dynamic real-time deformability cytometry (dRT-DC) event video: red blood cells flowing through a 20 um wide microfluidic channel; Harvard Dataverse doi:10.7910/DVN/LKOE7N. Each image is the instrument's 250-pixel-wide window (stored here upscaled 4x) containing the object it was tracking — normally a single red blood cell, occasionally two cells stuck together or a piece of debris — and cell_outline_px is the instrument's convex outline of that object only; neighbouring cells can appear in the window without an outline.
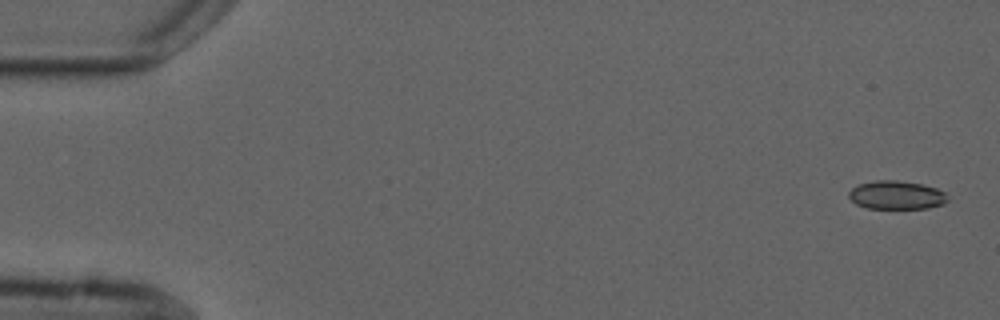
{"species": "common noctule bat (a hibernating species)", "species_latin": "Nyctalus noctula", "temperature_condition": "cold", "stored_images_in_passage": 6, "camera_frame_rate_fps": 3000, "um_per_image_px": 0.085, "animal": {"sex": "male", "forearm_length_mm": 52.5}, "frame": {"image": 1, "passage_image": 1, "time_ms": 0.0, "image_size_px": [1000, 320], "cell_outline_px": [[948, 200], [944, 204], [928, 208], [864, 208], [856, 204], [848, 196], [848, 192], [856, 184], [876, 180], [896, 180], [924, 184], [936, 188], [944, 192], [948, 196]], "centroid_in_image_um": [76.19, 16.57], "position_along_channel_um": 8.8, "area_um2": 16.59}}
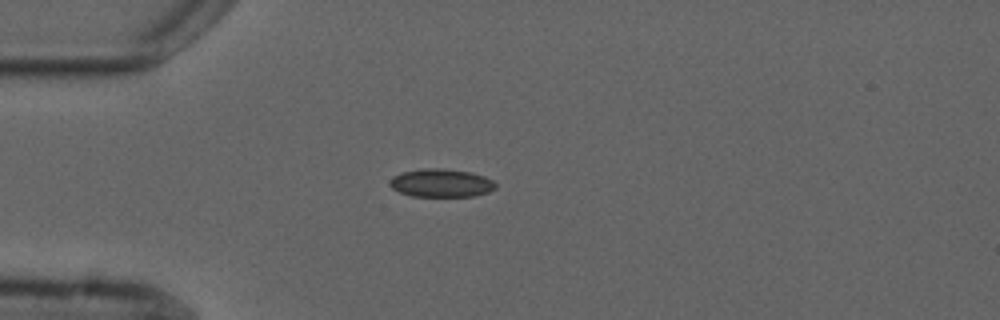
{"frame": {"image": 2, "passage_image": 4, "time_ms": 4.333, "image_size_px": [1000, 320], "cell_outline_px": [[496, 188], [488, 192], [476, 196], [412, 196], [400, 192], [392, 188], [388, 184], [392, 176], [400, 172], [424, 168], [440, 168], [472, 172], [484, 176], [492, 180], [496, 184]], "centroid_in_image_um": [37.49, 15.55], "position_along_channel_um": 47.5, "area_um2": 17.51}}
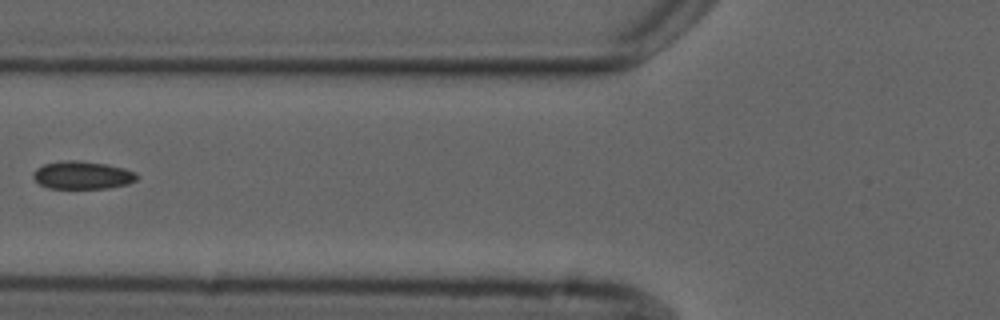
{"frame": {"image": 3, "passage_image": 6, "time_ms": 6.667, "image_size_px": [1000, 320], "cell_outline_px": [[136, 180], [128, 184], [108, 188], [48, 188], [40, 184], [32, 176], [32, 172], [36, 168], [44, 164], [64, 160], [76, 160], [108, 164], [124, 168], [136, 172]], "centroid_in_image_um": [6.99, 14.88], "position_along_channel_um": 118.8, "area_um2": 16.88}}